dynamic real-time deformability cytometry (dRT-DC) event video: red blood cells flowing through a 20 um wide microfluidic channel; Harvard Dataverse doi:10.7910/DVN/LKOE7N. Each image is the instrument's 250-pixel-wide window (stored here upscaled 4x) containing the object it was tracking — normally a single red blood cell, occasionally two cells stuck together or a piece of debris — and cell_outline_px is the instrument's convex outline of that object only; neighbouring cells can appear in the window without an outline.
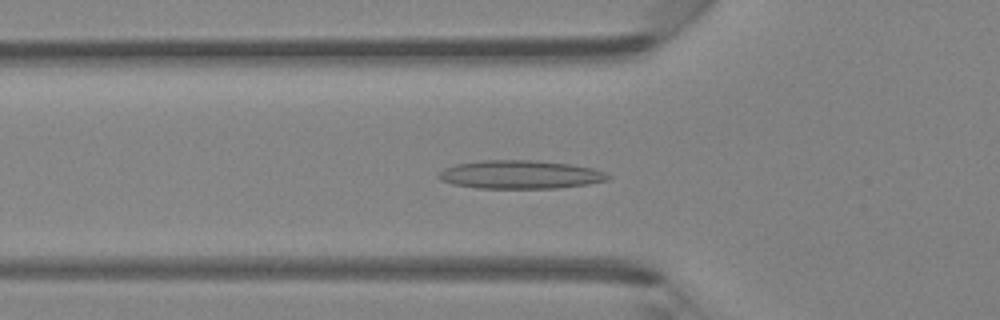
{"species": "Egyptian fruit bat (a non-hibernating species)", "species_latin": "Rousettus aegyptiacus", "temperature_condition": "room temperature", "stored_images_in_passage": 38, "camera_frame_rate_fps": 3000, "um_per_image_px": 0.085, "animal": {"sex": "female"}, "frame": {"image": 1, "passage_image": 8, "time_ms": 2.333, "image_size_px": [1000, 320], "cell_outline_px": [[612, 176], [608, 180], [588, 184], [556, 188], [476, 188], [452, 184], [440, 180], [436, 176], [444, 168], [456, 164], [484, 160], [532, 160], [572, 164], [592, 168], [604, 172]], "centroid_in_image_um": [44.21, 14.84], "position_along_channel_um": 81.6, "area_um2": 28.09}}
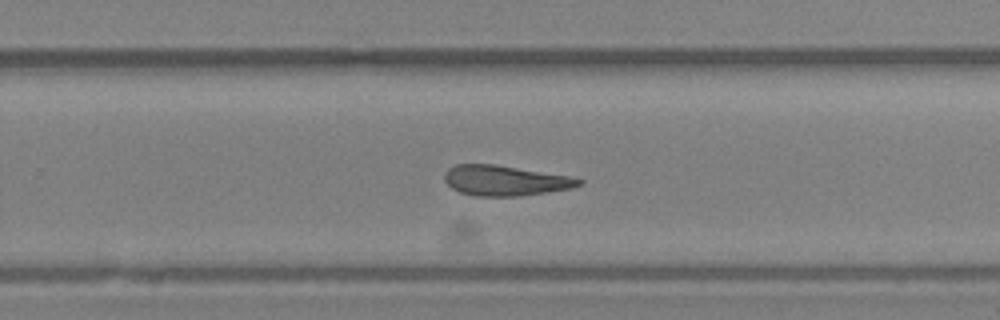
{"frame": {"image": 2, "passage_image": 22, "time_ms": 7.0, "image_size_px": [1000, 320], "cell_outline_px": [[584, 180], [580, 184], [572, 188], [520, 196], [476, 196], [460, 192], [452, 188], [444, 180], [444, 172], [448, 168], [456, 164], [496, 164], [568, 176]], "centroid_in_image_um": [42.89, 15.34], "position_along_channel_um": 286.9, "area_um2": 23.58}}
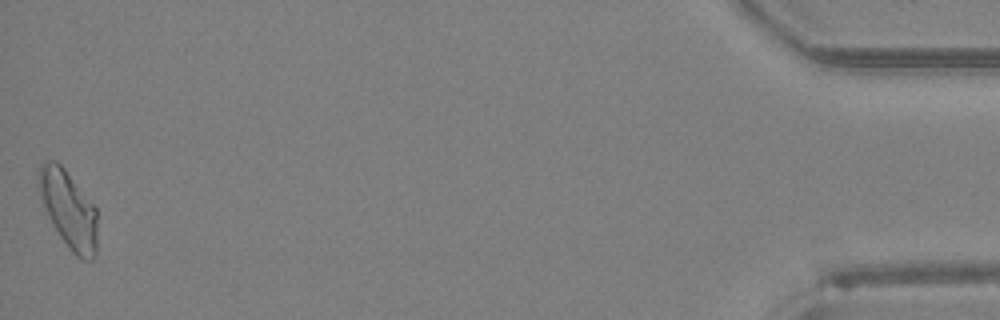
{"frame": {"image": 3, "passage_image": 38, "time_ms": 12.333, "image_size_px": [1000, 320], "cell_outline_px": [[96, 252], [92, 260], [80, 260], [72, 252], [60, 236], [52, 224], [40, 200], [36, 184], [40, 164], [44, 160], [56, 160], [64, 168], [96, 208]], "centroid_in_image_um": [5.78, 17.78], "position_along_channel_um": 429.4, "area_um2": 26.59}}